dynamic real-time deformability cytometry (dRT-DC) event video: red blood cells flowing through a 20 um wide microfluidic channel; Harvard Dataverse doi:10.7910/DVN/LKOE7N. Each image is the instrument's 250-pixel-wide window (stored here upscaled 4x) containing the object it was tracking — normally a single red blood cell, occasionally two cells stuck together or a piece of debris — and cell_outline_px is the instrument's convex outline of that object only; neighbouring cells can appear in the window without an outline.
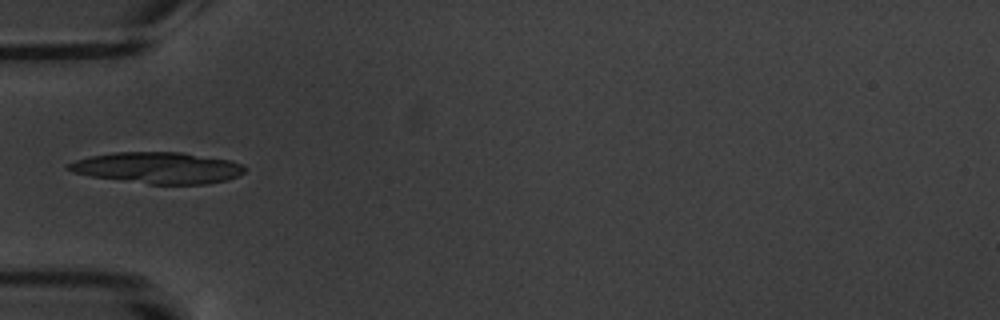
{"species": "common noctule bat (a hibernating species)", "species_latin": "Nyctalus noctula", "temperature_condition": "warm", "stored_images_in_passage": 11, "camera_frame_rate_fps": 3000, "um_per_image_px": 0.085, "animal": {"sex": "male", "body_mass_g": 20.1, "forearm_length_mm": 53.5}, "frame": {"image": 1, "passage_image": 5, "time_ms": 5.667, "image_size_px": [1000, 320], "cell_outline_px": [[248, 168], [240, 176], [228, 180], [204, 184], [148, 184], [92, 176], [72, 172], [64, 168], [68, 164], [76, 160], [92, 156], [112, 152], [180, 152], [232, 160]], "centroid_in_image_um": [13.46, 14.26], "position_along_channel_um": 71.5, "area_um2": 32.25}}
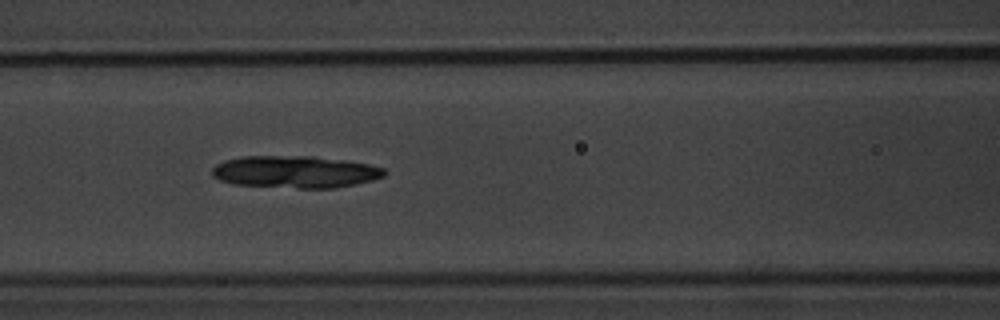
{"frame": {"image": 2, "passage_image": 7, "time_ms": 7.667, "image_size_px": [1000, 320], "cell_outline_px": [[388, 172], [384, 176], [372, 180], [356, 184], [336, 188], [300, 188], [232, 184], [220, 180], [212, 176], [212, 168], [216, 164], [224, 160], [244, 156], [312, 156], [344, 160], [368, 164], [384, 168]], "centroid_in_image_um": [25.09, 14.61], "position_along_channel_um": 141.5, "area_um2": 32.37}}
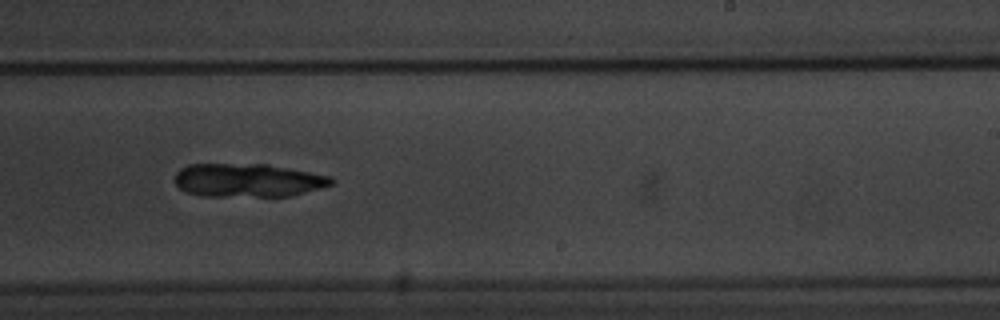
{"frame": {"image": 3, "passage_image": 10, "time_ms": 11.333, "image_size_px": [1000, 320], "cell_outline_px": [[336, 180], [332, 184], [320, 188], [292, 196], [200, 196], [184, 192], [176, 184], [176, 172], [180, 168], [188, 164], [268, 164], [332, 176]], "centroid_in_image_um": [21.08, 15.32], "position_along_channel_um": 267.9, "area_um2": 30.75}}